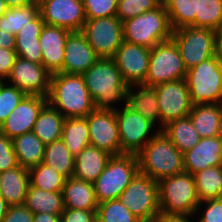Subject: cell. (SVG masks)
I'll return each mask as SVG.
<instances>
[{"label": "cell", "instance_id": "obj_46", "mask_svg": "<svg viewBox=\"0 0 222 222\" xmlns=\"http://www.w3.org/2000/svg\"><path fill=\"white\" fill-rule=\"evenodd\" d=\"M34 214L24 205H11L0 222H33Z\"/></svg>", "mask_w": 222, "mask_h": 222}, {"label": "cell", "instance_id": "obj_34", "mask_svg": "<svg viewBox=\"0 0 222 222\" xmlns=\"http://www.w3.org/2000/svg\"><path fill=\"white\" fill-rule=\"evenodd\" d=\"M74 162L75 156L70 153L62 139L45 145L43 163L55 169L66 179L74 175Z\"/></svg>", "mask_w": 222, "mask_h": 222}, {"label": "cell", "instance_id": "obj_14", "mask_svg": "<svg viewBox=\"0 0 222 222\" xmlns=\"http://www.w3.org/2000/svg\"><path fill=\"white\" fill-rule=\"evenodd\" d=\"M90 145L112 156L121 155L115 110L94 109L87 116Z\"/></svg>", "mask_w": 222, "mask_h": 222}, {"label": "cell", "instance_id": "obj_35", "mask_svg": "<svg viewBox=\"0 0 222 222\" xmlns=\"http://www.w3.org/2000/svg\"><path fill=\"white\" fill-rule=\"evenodd\" d=\"M162 2L173 30L188 26L195 27L197 0H162Z\"/></svg>", "mask_w": 222, "mask_h": 222}, {"label": "cell", "instance_id": "obj_30", "mask_svg": "<svg viewBox=\"0 0 222 222\" xmlns=\"http://www.w3.org/2000/svg\"><path fill=\"white\" fill-rule=\"evenodd\" d=\"M61 139L73 156L90 145L87 117L65 118Z\"/></svg>", "mask_w": 222, "mask_h": 222}, {"label": "cell", "instance_id": "obj_9", "mask_svg": "<svg viewBox=\"0 0 222 222\" xmlns=\"http://www.w3.org/2000/svg\"><path fill=\"white\" fill-rule=\"evenodd\" d=\"M187 69L175 41L170 38L156 44L150 53L149 69L144 85L156 86L184 79Z\"/></svg>", "mask_w": 222, "mask_h": 222}, {"label": "cell", "instance_id": "obj_26", "mask_svg": "<svg viewBox=\"0 0 222 222\" xmlns=\"http://www.w3.org/2000/svg\"><path fill=\"white\" fill-rule=\"evenodd\" d=\"M133 87L139 89L134 92ZM124 104L155 124L156 122L160 124V111L155 87L144 84L129 86Z\"/></svg>", "mask_w": 222, "mask_h": 222}, {"label": "cell", "instance_id": "obj_39", "mask_svg": "<svg viewBox=\"0 0 222 222\" xmlns=\"http://www.w3.org/2000/svg\"><path fill=\"white\" fill-rule=\"evenodd\" d=\"M96 214L98 222H140L119 199L99 203Z\"/></svg>", "mask_w": 222, "mask_h": 222}, {"label": "cell", "instance_id": "obj_20", "mask_svg": "<svg viewBox=\"0 0 222 222\" xmlns=\"http://www.w3.org/2000/svg\"><path fill=\"white\" fill-rule=\"evenodd\" d=\"M72 31L45 24L39 36L42 65L51 73H59L63 67L64 46Z\"/></svg>", "mask_w": 222, "mask_h": 222}, {"label": "cell", "instance_id": "obj_18", "mask_svg": "<svg viewBox=\"0 0 222 222\" xmlns=\"http://www.w3.org/2000/svg\"><path fill=\"white\" fill-rule=\"evenodd\" d=\"M46 103L47 97L26 96L0 125V132L10 139L31 132Z\"/></svg>", "mask_w": 222, "mask_h": 222}, {"label": "cell", "instance_id": "obj_33", "mask_svg": "<svg viewBox=\"0 0 222 222\" xmlns=\"http://www.w3.org/2000/svg\"><path fill=\"white\" fill-rule=\"evenodd\" d=\"M193 177L200 202L222 198V165L205 168Z\"/></svg>", "mask_w": 222, "mask_h": 222}, {"label": "cell", "instance_id": "obj_38", "mask_svg": "<svg viewBox=\"0 0 222 222\" xmlns=\"http://www.w3.org/2000/svg\"><path fill=\"white\" fill-rule=\"evenodd\" d=\"M222 26V0H197L195 27L217 31Z\"/></svg>", "mask_w": 222, "mask_h": 222}, {"label": "cell", "instance_id": "obj_17", "mask_svg": "<svg viewBox=\"0 0 222 222\" xmlns=\"http://www.w3.org/2000/svg\"><path fill=\"white\" fill-rule=\"evenodd\" d=\"M39 13L45 24L72 32H81L86 21L83 0H51L39 8Z\"/></svg>", "mask_w": 222, "mask_h": 222}, {"label": "cell", "instance_id": "obj_3", "mask_svg": "<svg viewBox=\"0 0 222 222\" xmlns=\"http://www.w3.org/2000/svg\"><path fill=\"white\" fill-rule=\"evenodd\" d=\"M139 172L159 182L184 172L183 153L162 129L137 154Z\"/></svg>", "mask_w": 222, "mask_h": 222}, {"label": "cell", "instance_id": "obj_54", "mask_svg": "<svg viewBox=\"0 0 222 222\" xmlns=\"http://www.w3.org/2000/svg\"><path fill=\"white\" fill-rule=\"evenodd\" d=\"M8 6L4 0H0V17L4 16Z\"/></svg>", "mask_w": 222, "mask_h": 222}, {"label": "cell", "instance_id": "obj_1", "mask_svg": "<svg viewBox=\"0 0 222 222\" xmlns=\"http://www.w3.org/2000/svg\"><path fill=\"white\" fill-rule=\"evenodd\" d=\"M82 76L96 109L116 110L115 103L126 102L129 86L113 58H99Z\"/></svg>", "mask_w": 222, "mask_h": 222}, {"label": "cell", "instance_id": "obj_13", "mask_svg": "<svg viewBox=\"0 0 222 222\" xmlns=\"http://www.w3.org/2000/svg\"><path fill=\"white\" fill-rule=\"evenodd\" d=\"M154 87L160 111V129L170 121L189 116L193 103L185 78L162 83Z\"/></svg>", "mask_w": 222, "mask_h": 222}, {"label": "cell", "instance_id": "obj_29", "mask_svg": "<svg viewBox=\"0 0 222 222\" xmlns=\"http://www.w3.org/2000/svg\"><path fill=\"white\" fill-rule=\"evenodd\" d=\"M18 165L31 168L44 160L45 144L31 131L12 139Z\"/></svg>", "mask_w": 222, "mask_h": 222}, {"label": "cell", "instance_id": "obj_32", "mask_svg": "<svg viewBox=\"0 0 222 222\" xmlns=\"http://www.w3.org/2000/svg\"><path fill=\"white\" fill-rule=\"evenodd\" d=\"M162 130L181 153L193 148L201 139L189 116L170 121L163 126Z\"/></svg>", "mask_w": 222, "mask_h": 222}, {"label": "cell", "instance_id": "obj_6", "mask_svg": "<svg viewBox=\"0 0 222 222\" xmlns=\"http://www.w3.org/2000/svg\"><path fill=\"white\" fill-rule=\"evenodd\" d=\"M185 80L193 105L222 103V60L217 55L187 70Z\"/></svg>", "mask_w": 222, "mask_h": 222}, {"label": "cell", "instance_id": "obj_42", "mask_svg": "<svg viewBox=\"0 0 222 222\" xmlns=\"http://www.w3.org/2000/svg\"><path fill=\"white\" fill-rule=\"evenodd\" d=\"M86 19L116 16L118 0H83Z\"/></svg>", "mask_w": 222, "mask_h": 222}, {"label": "cell", "instance_id": "obj_52", "mask_svg": "<svg viewBox=\"0 0 222 222\" xmlns=\"http://www.w3.org/2000/svg\"><path fill=\"white\" fill-rule=\"evenodd\" d=\"M216 55L222 60V26L216 31Z\"/></svg>", "mask_w": 222, "mask_h": 222}, {"label": "cell", "instance_id": "obj_23", "mask_svg": "<svg viewBox=\"0 0 222 222\" xmlns=\"http://www.w3.org/2000/svg\"><path fill=\"white\" fill-rule=\"evenodd\" d=\"M29 185V170L21 165L0 173V195L9 206L25 203Z\"/></svg>", "mask_w": 222, "mask_h": 222}, {"label": "cell", "instance_id": "obj_48", "mask_svg": "<svg viewBox=\"0 0 222 222\" xmlns=\"http://www.w3.org/2000/svg\"><path fill=\"white\" fill-rule=\"evenodd\" d=\"M190 216H192V215H178V214L160 213L154 220L156 222H191Z\"/></svg>", "mask_w": 222, "mask_h": 222}, {"label": "cell", "instance_id": "obj_4", "mask_svg": "<svg viewBox=\"0 0 222 222\" xmlns=\"http://www.w3.org/2000/svg\"><path fill=\"white\" fill-rule=\"evenodd\" d=\"M126 42L152 49L156 44L172 37L169 16L164 3L151 11L122 22Z\"/></svg>", "mask_w": 222, "mask_h": 222}, {"label": "cell", "instance_id": "obj_53", "mask_svg": "<svg viewBox=\"0 0 222 222\" xmlns=\"http://www.w3.org/2000/svg\"><path fill=\"white\" fill-rule=\"evenodd\" d=\"M9 205L6 203V201L3 199V197L0 195V221L6 214L8 210Z\"/></svg>", "mask_w": 222, "mask_h": 222}, {"label": "cell", "instance_id": "obj_57", "mask_svg": "<svg viewBox=\"0 0 222 222\" xmlns=\"http://www.w3.org/2000/svg\"><path fill=\"white\" fill-rule=\"evenodd\" d=\"M140 222H156L155 220H149V221H140Z\"/></svg>", "mask_w": 222, "mask_h": 222}, {"label": "cell", "instance_id": "obj_16", "mask_svg": "<svg viewBox=\"0 0 222 222\" xmlns=\"http://www.w3.org/2000/svg\"><path fill=\"white\" fill-rule=\"evenodd\" d=\"M151 49L126 42L121 43L114 56L128 86L143 84L148 74Z\"/></svg>", "mask_w": 222, "mask_h": 222}, {"label": "cell", "instance_id": "obj_31", "mask_svg": "<svg viewBox=\"0 0 222 222\" xmlns=\"http://www.w3.org/2000/svg\"><path fill=\"white\" fill-rule=\"evenodd\" d=\"M24 205L33 213L61 214L64 211L62 192H52L29 185Z\"/></svg>", "mask_w": 222, "mask_h": 222}, {"label": "cell", "instance_id": "obj_28", "mask_svg": "<svg viewBox=\"0 0 222 222\" xmlns=\"http://www.w3.org/2000/svg\"><path fill=\"white\" fill-rule=\"evenodd\" d=\"M65 117L48 102L41 109L32 132L45 144L60 140Z\"/></svg>", "mask_w": 222, "mask_h": 222}, {"label": "cell", "instance_id": "obj_12", "mask_svg": "<svg viewBox=\"0 0 222 222\" xmlns=\"http://www.w3.org/2000/svg\"><path fill=\"white\" fill-rule=\"evenodd\" d=\"M81 32L99 58H114L124 41L122 21L116 16L86 19Z\"/></svg>", "mask_w": 222, "mask_h": 222}, {"label": "cell", "instance_id": "obj_43", "mask_svg": "<svg viewBox=\"0 0 222 222\" xmlns=\"http://www.w3.org/2000/svg\"><path fill=\"white\" fill-rule=\"evenodd\" d=\"M18 165L12 139L0 132V173Z\"/></svg>", "mask_w": 222, "mask_h": 222}, {"label": "cell", "instance_id": "obj_50", "mask_svg": "<svg viewBox=\"0 0 222 222\" xmlns=\"http://www.w3.org/2000/svg\"><path fill=\"white\" fill-rule=\"evenodd\" d=\"M61 214L36 213L33 216V222H60Z\"/></svg>", "mask_w": 222, "mask_h": 222}, {"label": "cell", "instance_id": "obj_22", "mask_svg": "<svg viewBox=\"0 0 222 222\" xmlns=\"http://www.w3.org/2000/svg\"><path fill=\"white\" fill-rule=\"evenodd\" d=\"M44 25L45 22L39 13L15 35V51L18 57L42 64L39 36Z\"/></svg>", "mask_w": 222, "mask_h": 222}, {"label": "cell", "instance_id": "obj_55", "mask_svg": "<svg viewBox=\"0 0 222 222\" xmlns=\"http://www.w3.org/2000/svg\"><path fill=\"white\" fill-rule=\"evenodd\" d=\"M51 0H33V4L40 8L41 6H43L45 3L49 2Z\"/></svg>", "mask_w": 222, "mask_h": 222}, {"label": "cell", "instance_id": "obj_15", "mask_svg": "<svg viewBox=\"0 0 222 222\" xmlns=\"http://www.w3.org/2000/svg\"><path fill=\"white\" fill-rule=\"evenodd\" d=\"M51 73L42 65L16 57L9 80L27 96L47 97L50 91Z\"/></svg>", "mask_w": 222, "mask_h": 222}, {"label": "cell", "instance_id": "obj_37", "mask_svg": "<svg viewBox=\"0 0 222 222\" xmlns=\"http://www.w3.org/2000/svg\"><path fill=\"white\" fill-rule=\"evenodd\" d=\"M39 14V8L30 4L19 8H8L4 16L0 17V29L6 33L16 35L20 29Z\"/></svg>", "mask_w": 222, "mask_h": 222}, {"label": "cell", "instance_id": "obj_45", "mask_svg": "<svg viewBox=\"0 0 222 222\" xmlns=\"http://www.w3.org/2000/svg\"><path fill=\"white\" fill-rule=\"evenodd\" d=\"M97 211L68 209L60 215V222H95L97 220Z\"/></svg>", "mask_w": 222, "mask_h": 222}, {"label": "cell", "instance_id": "obj_19", "mask_svg": "<svg viewBox=\"0 0 222 222\" xmlns=\"http://www.w3.org/2000/svg\"><path fill=\"white\" fill-rule=\"evenodd\" d=\"M98 59L86 36L82 32H72L65 42L63 67L60 72L83 74Z\"/></svg>", "mask_w": 222, "mask_h": 222}, {"label": "cell", "instance_id": "obj_10", "mask_svg": "<svg viewBox=\"0 0 222 222\" xmlns=\"http://www.w3.org/2000/svg\"><path fill=\"white\" fill-rule=\"evenodd\" d=\"M180 52L187 70L216 56V31L207 28L181 27L171 37Z\"/></svg>", "mask_w": 222, "mask_h": 222}, {"label": "cell", "instance_id": "obj_47", "mask_svg": "<svg viewBox=\"0 0 222 222\" xmlns=\"http://www.w3.org/2000/svg\"><path fill=\"white\" fill-rule=\"evenodd\" d=\"M17 57L15 49L0 48V80L5 81L10 76Z\"/></svg>", "mask_w": 222, "mask_h": 222}, {"label": "cell", "instance_id": "obj_8", "mask_svg": "<svg viewBox=\"0 0 222 222\" xmlns=\"http://www.w3.org/2000/svg\"><path fill=\"white\" fill-rule=\"evenodd\" d=\"M140 221L154 220L160 214L158 182L138 172L118 197Z\"/></svg>", "mask_w": 222, "mask_h": 222}, {"label": "cell", "instance_id": "obj_41", "mask_svg": "<svg viewBox=\"0 0 222 222\" xmlns=\"http://www.w3.org/2000/svg\"><path fill=\"white\" fill-rule=\"evenodd\" d=\"M4 82H0V125L27 96L17 87L6 85Z\"/></svg>", "mask_w": 222, "mask_h": 222}, {"label": "cell", "instance_id": "obj_7", "mask_svg": "<svg viewBox=\"0 0 222 222\" xmlns=\"http://www.w3.org/2000/svg\"><path fill=\"white\" fill-rule=\"evenodd\" d=\"M138 172L137 155L112 156L103 172L93 182L97 202L118 199Z\"/></svg>", "mask_w": 222, "mask_h": 222}, {"label": "cell", "instance_id": "obj_51", "mask_svg": "<svg viewBox=\"0 0 222 222\" xmlns=\"http://www.w3.org/2000/svg\"><path fill=\"white\" fill-rule=\"evenodd\" d=\"M8 8H19L33 4V0H4Z\"/></svg>", "mask_w": 222, "mask_h": 222}, {"label": "cell", "instance_id": "obj_56", "mask_svg": "<svg viewBox=\"0 0 222 222\" xmlns=\"http://www.w3.org/2000/svg\"><path fill=\"white\" fill-rule=\"evenodd\" d=\"M220 124H221V136H222V103H221V120H220Z\"/></svg>", "mask_w": 222, "mask_h": 222}, {"label": "cell", "instance_id": "obj_2", "mask_svg": "<svg viewBox=\"0 0 222 222\" xmlns=\"http://www.w3.org/2000/svg\"><path fill=\"white\" fill-rule=\"evenodd\" d=\"M47 102L65 118L86 117L95 109L82 74H52Z\"/></svg>", "mask_w": 222, "mask_h": 222}, {"label": "cell", "instance_id": "obj_25", "mask_svg": "<svg viewBox=\"0 0 222 222\" xmlns=\"http://www.w3.org/2000/svg\"><path fill=\"white\" fill-rule=\"evenodd\" d=\"M64 208L97 211V202L93 183L70 177L63 187Z\"/></svg>", "mask_w": 222, "mask_h": 222}, {"label": "cell", "instance_id": "obj_21", "mask_svg": "<svg viewBox=\"0 0 222 222\" xmlns=\"http://www.w3.org/2000/svg\"><path fill=\"white\" fill-rule=\"evenodd\" d=\"M184 172L195 174L205 168L222 165V136L201 138L183 153Z\"/></svg>", "mask_w": 222, "mask_h": 222}, {"label": "cell", "instance_id": "obj_5", "mask_svg": "<svg viewBox=\"0 0 222 222\" xmlns=\"http://www.w3.org/2000/svg\"><path fill=\"white\" fill-rule=\"evenodd\" d=\"M158 186L160 213L195 215L200 200L192 174L182 172L163 178Z\"/></svg>", "mask_w": 222, "mask_h": 222}, {"label": "cell", "instance_id": "obj_49", "mask_svg": "<svg viewBox=\"0 0 222 222\" xmlns=\"http://www.w3.org/2000/svg\"><path fill=\"white\" fill-rule=\"evenodd\" d=\"M0 48L15 49V35L0 29Z\"/></svg>", "mask_w": 222, "mask_h": 222}, {"label": "cell", "instance_id": "obj_11", "mask_svg": "<svg viewBox=\"0 0 222 222\" xmlns=\"http://www.w3.org/2000/svg\"><path fill=\"white\" fill-rule=\"evenodd\" d=\"M115 114L118 123L121 154L137 155L147 142L154 137V134L159 131L157 130L151 135L152 129L157 124L132 110L126 104L122 109H116Z\"/></svg>", "mask_w": 222, "mask_h": 222}, {"label": "cell", "instance_id": "obj_44", "mask_svg": "<svg viewBox=\"0 0 222 222\" xmlns=\"http://www.w3.org/2000/svg\"><path fill=\"white\" fill-rule=\"evenodd\" d=\"M203 203L205 210L200 214L198 222H222V198L200 202L196 209V215L198 214L197 211H200V207H203L201 206Z\"/></svg>", "mask_w": 222, "mask_h": 222}, {"label": "cell", "instance_id": "obj_24", "mask_svg": "<svg viewBox=\"0 0 222 222\" xmlns=\"http://www.w3.org/2000/svg\"><path fill=\"white\" fill-rule=\"evenodd\" d=\"M111 157L108 152L94 146L85 147L75 157L73 177L93 183L103 172Z\"/></svg>", "mask_w": 222, "mask_h": 222}, {"label": "cell", "instance_id": "obj_40", "mask_svg": "<svg viewBox=\"0 0 222 222\" xmlns=\"http://www.w3.org/2000/svg\"><path fill=\"white\" fill-rule=\"evenodd\" d=\"M162 0H118L116 17L122 22L158 7Z\"/></svg>", "mask_w": 222, "mask_h": 222}, {"label": "cell", "instance_id": "obj_36", "mask_svg": "<svg viewBox=\"0 0 222 222\" xmlns=\"http://www.w3.org/2000/svg\"><path fill=\"white\" fill-rule=\"evenodd\" d=\"M30 185L45 191L62 192L66 178L45 163L28 169Z\"/></svg>", "mask_w": 222, "mask_h": 222}, {"label": "cell", "instance_id": "obj_27", "mask_svg": "<svg viewBox=\"0 0 222 222\" xmlns=\"http://www.w3.org/2000/svg\"><path fill=\"white\" fill-rule=\"evenodd\" d=\"M189 117L200 138L221 136V104H195Z\"/></svg>", "mask_w": 222, "mask_h": 222}]
</instances>
